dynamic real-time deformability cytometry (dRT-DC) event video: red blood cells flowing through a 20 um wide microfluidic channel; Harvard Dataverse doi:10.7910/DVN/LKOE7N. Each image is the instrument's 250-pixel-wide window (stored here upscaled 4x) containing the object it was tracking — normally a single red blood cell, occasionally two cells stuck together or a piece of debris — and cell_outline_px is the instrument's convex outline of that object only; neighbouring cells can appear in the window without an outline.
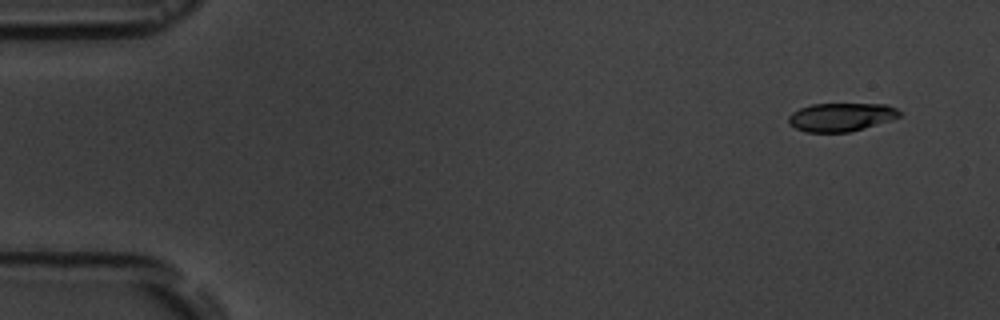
{"species": "common noctule bat (a hibernating species)", "species_latin": "Nyctalus noctula", "temperature_condition": "room temperature", "stored_images_in_passage": 5, "camera_frame_rate_fps": 3000, "um_per_image_px": 0.085, "animal": {"sex": "male", "body_mass_g": 19.5, "forearm_length_mm": 54.6}, "frame": {"image": 1, "passage_image": 1, "time_ms": 0.0, "image_size_px": [1000, 320], "cell_outline_px": [[904, 112], [900, 116], [888, 120], [848, 132], [808, 132], [796, 128], [788, 124], [788, 116], [792, 112], [800, 108], [812, 104], [888, 104]], "centroid_in_image_um": [71.47, 9.93], "position_along_channel_um": 13.5, "area_um2": 18.21}}
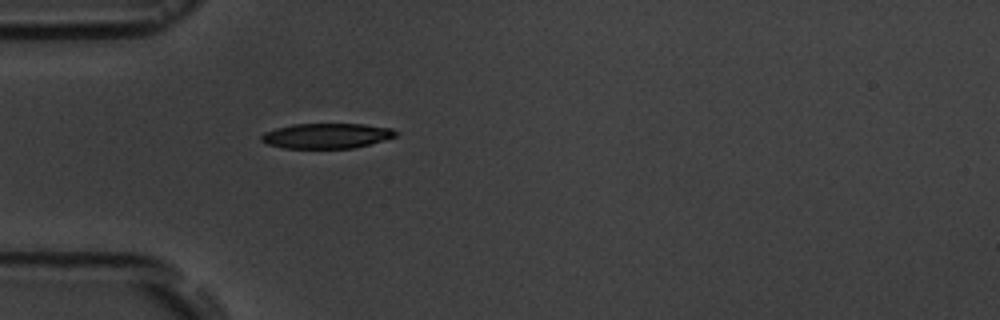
{"frame": {"image": 2, "passage_image": 5, "time_ms": 4.333, "image_size_px": [1000, 320], "cell_outline_px": [[400, 132], [396, 136], [384, 140], [352, 148], [284, 148], [268, 144], [260, 140], [260, 136], [264, 132], [276, 128], [292, 124], [364, 124], [392, 128]], "centroid_in_image_um": [27.77, 11.54], "position_along_channel_um": 57.2, "area_um2": 19.71}}